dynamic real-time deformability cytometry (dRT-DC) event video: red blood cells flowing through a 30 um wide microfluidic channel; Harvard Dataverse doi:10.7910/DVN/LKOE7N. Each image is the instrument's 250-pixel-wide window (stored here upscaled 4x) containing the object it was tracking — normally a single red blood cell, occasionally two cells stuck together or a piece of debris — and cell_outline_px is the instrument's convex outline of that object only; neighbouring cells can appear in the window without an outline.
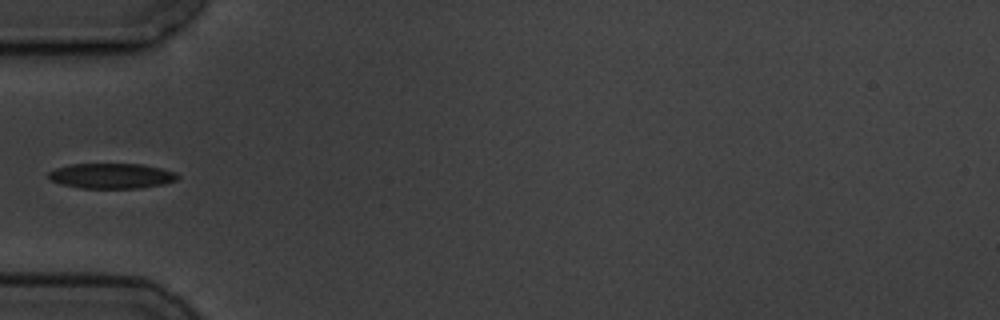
{"species": "common noctule bat (a hibernating species)", "species_latin": "Nyctalus noctula", "temperature_condition": "cold", "stored_images_in_passage": 6, "camera_frame_rate_fps": 3000, "um_per_image_px": 0.085, "animal": {"sex": "male", "body_mass_g": 19.5, "forearm_length_mm": 54.6}, "frame": {"image": 1, "passage_image": 6, "time_ms": 5.667, "image_size_px": [1000, 320], "cell_outline_px": [[180, 176], [176, 180], [164, 184], [140, 188], [80, 188], [60, 184], [52, 180], [48, 176], [48, 172], [56, 168], [72, 164], [144, 164], [176, 172]], "centroid_in_image_um": [9.5, 14.95], "position_along_channel_um": 75.5, "area_um2": 19.02}}